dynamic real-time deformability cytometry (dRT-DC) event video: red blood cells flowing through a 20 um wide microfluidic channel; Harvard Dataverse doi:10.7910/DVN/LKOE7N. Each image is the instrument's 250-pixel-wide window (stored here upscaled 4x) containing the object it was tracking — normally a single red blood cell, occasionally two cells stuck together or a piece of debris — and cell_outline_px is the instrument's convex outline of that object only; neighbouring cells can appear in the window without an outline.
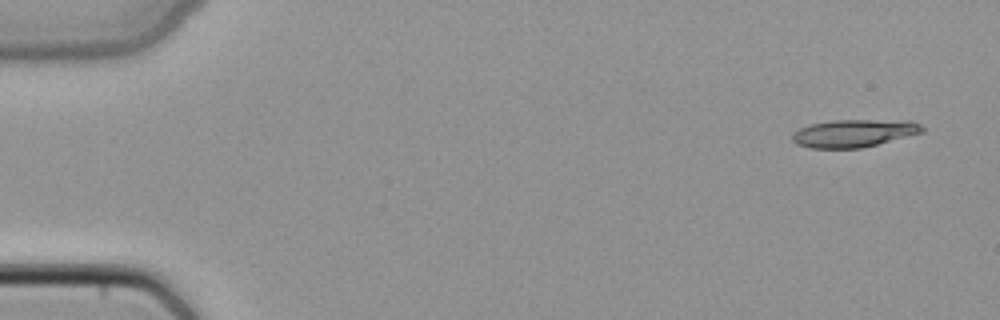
{"species": "common noctule bat (a hibernating species)", "species_latin": "Nyctalus noctula", "temperature_condition": "cold", "stored_images_in_passage": 46, "camera_frame_rate_fps": 3000, "um_per_image_px": 0.085, "animal": {"sex": "female", "body_mass_g": 22.7, "forearm_length_mm": 54.2}, "frame": {"image": 1, "passage_image": 1, "time_ms": 0.0, "image_size_px": [1000, 320], "cell_outline_px": [[924, 132], [860, 148], [812, 148], [796, 144], [792, 140], [792, 132], [808, 124], [832, 120], [912, 120], [920, 124], [924, 128]], "centroid_in_image_um": [72.57, 11.31], "position_along_channel_um": 12.4, "area_um2": 21.04}}
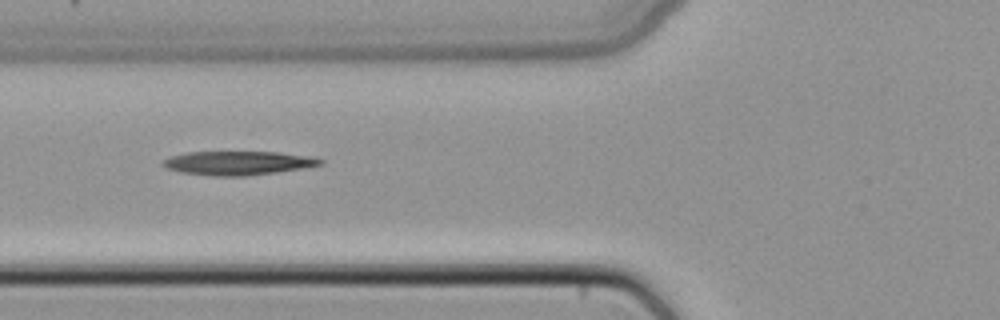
{"frame": {"image": 2, "passage_image": 17, "time_ms": 5.333, "image_size_px": [1000, 320], "cell_outline_px": [[324, 164], [304, 168], [276, 172], [244, 176], [212, 176], [180, 172], [164, 168], [160, 164], [168, 156], [188, 152], [280, 152], [308, 156], [324, 160]], "centroid_in_image_um": [20.19, 13.86], "position_along_channel_um": 105.6, "area_um2": 22.02}}
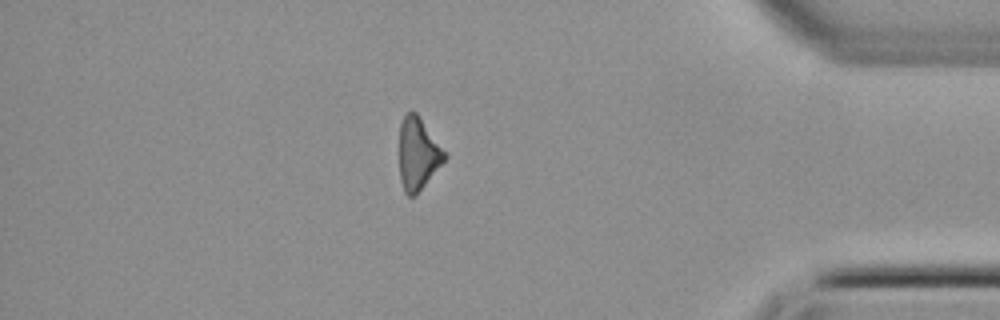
{"frame": {"image": 3, "passage_image": 40, "time_ms": 13.0, "image_size_px": [1000, 320], "cell_outline_px": [[448, 156], [416, 196], [408, 196], [404, 192], [400, 180], [400, 124], [404, 116], [408, 112], [416, 112]], "centroid_in_image_um": [35.52, 13.11], "position_along_channel_um": 399.7, "area_um2": 18.79}}